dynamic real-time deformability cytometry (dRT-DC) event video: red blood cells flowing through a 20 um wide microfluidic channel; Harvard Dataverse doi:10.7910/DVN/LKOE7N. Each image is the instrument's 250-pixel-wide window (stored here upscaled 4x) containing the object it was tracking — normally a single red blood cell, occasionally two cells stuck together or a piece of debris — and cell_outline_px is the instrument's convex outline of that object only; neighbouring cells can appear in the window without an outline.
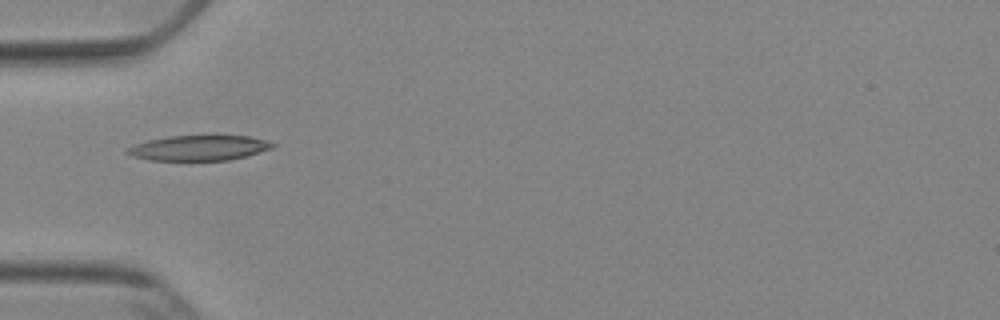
{"species": "Egyptian fruit bat (a non-hibernating species)", "species_latin": "Rousettus aegyptiacus", "temperature_condition": "cold", "stored_images_in_passage": 36, "camera_frame_rate_fps": 3000, "um_per_image_px": 0.085, "animal": {"sex": "female"}, "frame": {"image": 1, "passage_image": 1, "time_ms": 0.0, "image_size_px": [1000, 320], "cell_outline_px": [[276, 144], [272, 148], [248, 156], [228, 160], [152, 160], [132, 156], [124, 152], [128, 148], [136, 144], [148, 140], [168, 136], [248, 136], [264, 140]], "centroid_in_image_um": [16.91, 12.58], "position_along_channel_um": 68.1, "area_um2": 21.1}}
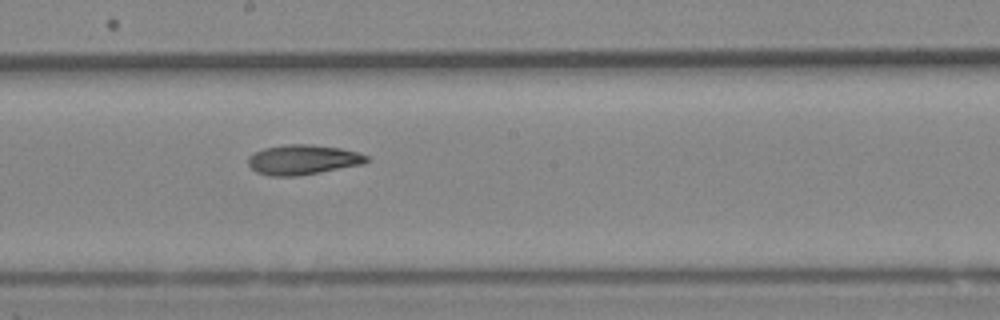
{"frame": {"image": 2, "passage_image": 13, "time_ms": 4.0, "image_size_px": [1000, 320], "cell_outline_px": [[372, 160], [364, 164], [320, 172], [296, 176], [272, 176], [256, 172], [248, 164], [248, 156], [264, 148], [288, 144], [312, 144], [340, 148], [356, 152], [368, 156]], "centroid_in_image_um": [25.77, 13.57], "position_along_channel_um": 222.4, "area_um2": 20.63}}
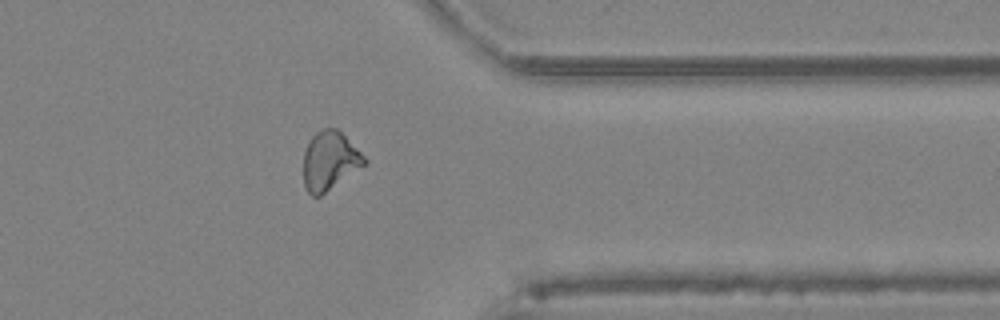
{"frame": {"image": 3, "passage_image": 26, "time_ms": 8.333, "image_size_px": [1000, 320], "cell_outline_px": [[368, 160], [364, 164], [320, 196], [312, 196], [308, 192], [304, 184], [304, 152], [308, 140], [316, 132], [324, 128], [336, 128]], "centroid_in_image_um": [27.98, 13.65], "position_along_channel_um": 383.4, "area_um2": 20.29}, "authors_computed_cell_mechanics": {"area_um2": 20.4323, "velocity_mm_per_s": 3.8787, "shape_relaxation_time_tau1_ms": null, "shape_relaxation_time_tau2_ms": 9.646, "deformation_change_tau1": null, "deformation_change_tau2": 0.2012}}